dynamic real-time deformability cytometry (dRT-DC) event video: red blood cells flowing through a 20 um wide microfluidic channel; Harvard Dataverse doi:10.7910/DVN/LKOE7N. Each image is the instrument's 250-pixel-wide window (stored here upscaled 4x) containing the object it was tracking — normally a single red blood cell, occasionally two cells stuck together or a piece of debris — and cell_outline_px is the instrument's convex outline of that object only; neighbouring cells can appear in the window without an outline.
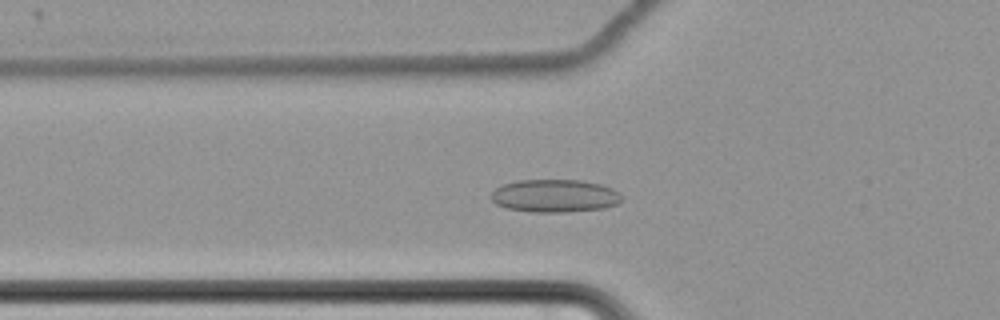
{"species": "common noctule bat (a hibernating species)", "species_latin": "Nyctalus noctula", "temperature_condition": "cold", "stored_images_in_passage": 64, "camera_frame_rate_fps": 3000, "um_per_image_px": 0.085, "animal": {"sex": "female", "body_mass_g": 22.7, "forearm_length_mm": 54.2}, "frame": {"image": 1, "passage_image": 25, "time_ms": 8.0, "image_size_px": [1000, 320], "cell_outline_px": [[624, 200], [616, 204], [604, 208], [564, 212], [532, 212], [508, 208], [496, 204], [492, 200], [492, 192], [500, 184], [516, 180], [580, 180], [600, 184], [612, 188], [620, 192]], "centroid_in_image_um": [47.17, 16.64], "position_along_channel_um": 78.6, "area_um2": 25.14}}
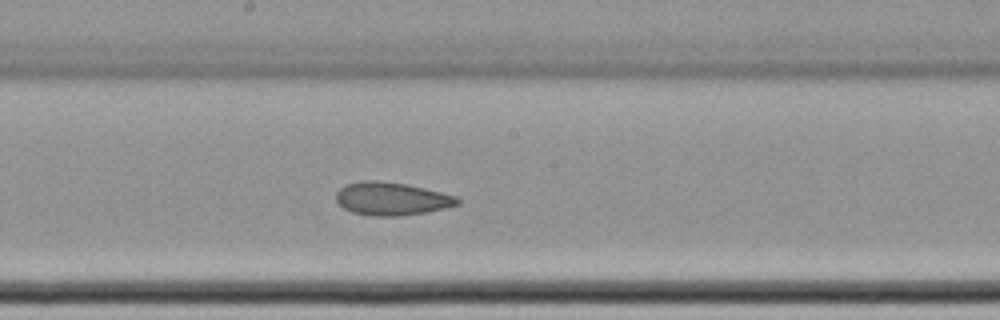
{"frame": {"image": 2, "passage_image": 37, "time_ms": 12.0, "image_size_px": [1000, 320], "cell_outline_px": [[460, 204], [428, 212], [396, 216], [372, 216], [352, 212], [344, 208], [336, 200], [336, 192], [344, 184], [360, 180], [376, 180], [408, 184], [456, 196], [460, 200]], "centroid_in_image_um": [33.26, 16.88], "position_along_channel_um": 214.9, "area_um2": 23.47}}
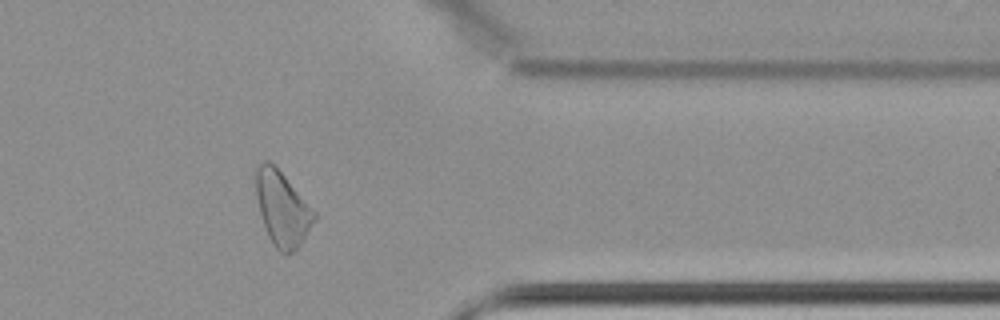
{"frame": {"image": 3, "passage_image": 53, "time_ms": 17.333, "image_size_px": [1000, 320], "cell_outline_px": [[316, 216], [304, 240], [288, 256], [284, 256], [272, 244], [268, 236], [260, 212], [256, 196], [256, 168], [264, 160], [268, 160], [284, 176], [316, 212]], "centroid_in_image_um": [23.99, 17.78], "position_along_channel_um": 387.4, "area_um2": 24.91}, "authors_computed_cell_mechanics": {"area_um2": 26.0967, "velocity_mm_per_s": 3.4383, "shape_relaxation_time_tau1_ms": null, "shape_relaxation_time_tau2_ms": 5.8269, "deformation_change_tau1": null, "deformation_change_tau2": 0.1098}}